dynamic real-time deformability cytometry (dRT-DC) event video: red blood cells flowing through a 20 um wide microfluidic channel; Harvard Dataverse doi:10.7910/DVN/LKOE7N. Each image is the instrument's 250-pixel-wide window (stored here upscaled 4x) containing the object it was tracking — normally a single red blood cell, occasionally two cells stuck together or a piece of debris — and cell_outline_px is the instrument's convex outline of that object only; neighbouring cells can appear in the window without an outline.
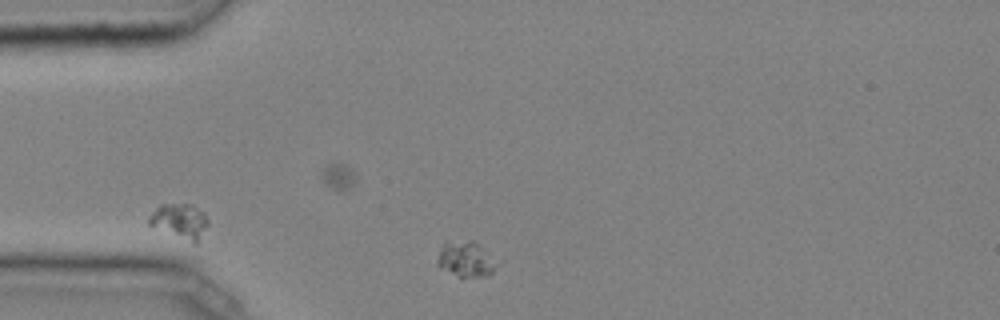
{"species": "common noctule bat (a hibernating species)", "species_latin": "Nyctalus noctula", "temperature_condition": "cold", "stored_images_in_passage": 39, "camera_frame_rate_fps": 3000, "um_per_image_px": 0.085, "animal": {"sex": "male", "body_mass_g": 20.4}, "frame": {"image": 1, "passage_image": 1, "time_ms": 0.0, "image_size_px": [1000, 320], "cell_outline_px": [[492, 272], [488, 276], [460, 276], [440, 268], [436, 264], [436, 260], [440, 248], [444, 240], [472, 240], [480, 244], [492, 268]], "centroid_in_image_um": [39.4, 21.98], "position_along_channel_um": 45.6, "area_um2": 11.62}}
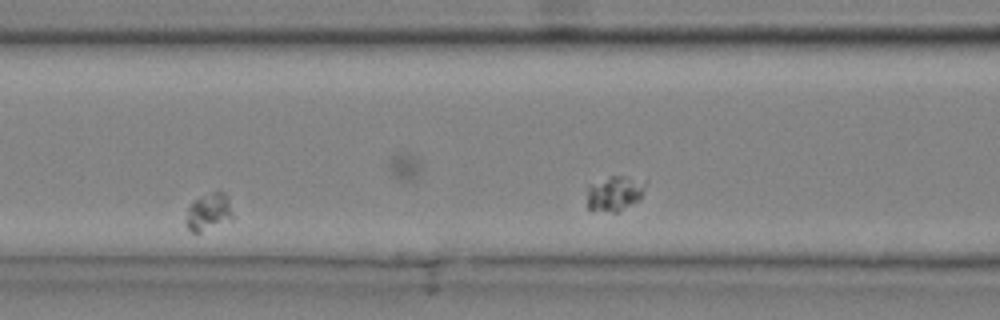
{"frame": {"image": 2, "passage_image": 8, "time_ms": 2.333, "image_size_px": [1000, 320], "cell_outline_px": [[236, 216], [200, 232], [192, 232], [188, 228], [184, 220], [188, 208], [200, 196], [220, 188], [228, 196]], "centroid_in_image_um": [17.78, 17.95], "position_along_channel_um": 148.8, "area_um2": 10.35}}
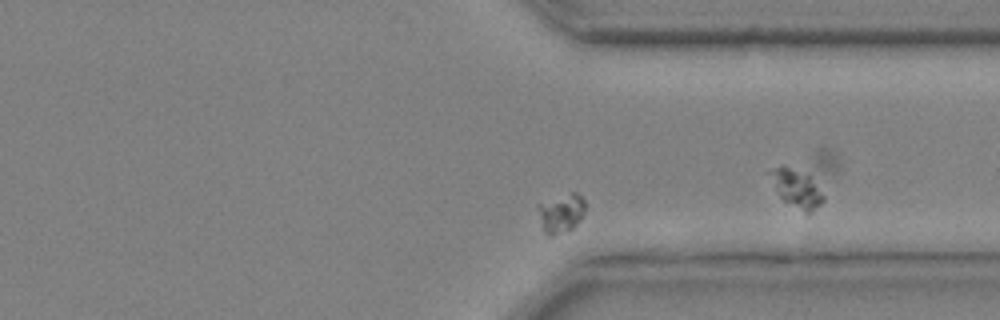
{"frame": {"image": 3, "passage_image": 26, "time_ms": 8.333, "image_size_px": [1000, 320], "cell_outline_px": [[584, 212], [580, 220], [572, 228], [552, 236], [548, 236], [544, 232], [536, 208], [536, 204], [572, 192], [576, 192], [584, 200]], "centroid_in_image_um": [47.65, 18.12], "position_along_channel_um": 363.7, "area_um2": 10.64}}